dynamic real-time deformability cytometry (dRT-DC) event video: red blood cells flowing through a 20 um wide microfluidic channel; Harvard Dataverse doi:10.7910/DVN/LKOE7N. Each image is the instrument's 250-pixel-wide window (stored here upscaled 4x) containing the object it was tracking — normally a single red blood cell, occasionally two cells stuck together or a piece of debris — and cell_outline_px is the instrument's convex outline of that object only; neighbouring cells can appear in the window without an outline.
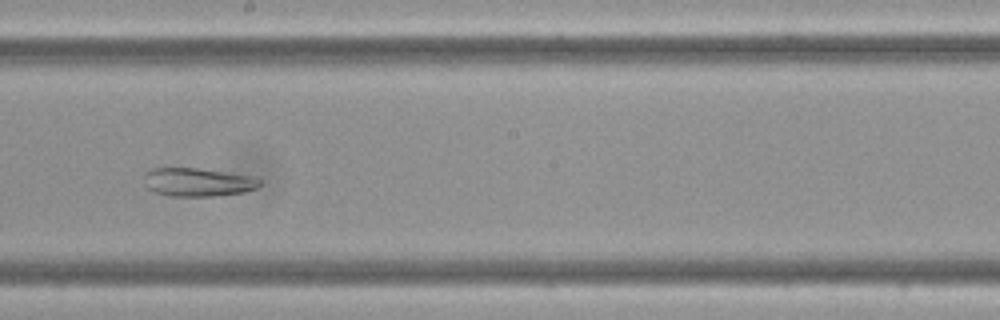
{"species": "Egyptian fruit bat (a non-hibernating species)", "species_latin": "Rousettus aegyptiacus", "temperature_condition": "cold", "stored_images_in_passage": 9, "camera_frame_rate_fps": 3000, "um_per_image_px": 0.085, "frame": {"image": 1, "passage_image": 8, "time_ms": 2.333, "image_size_px": [1000, 320], "cell_outline_px": [[260, 184], [256, 188], [244, 192], [212, 196], [172, 196], [156, 192], [148, 188], [144, 184], [144, 172], [152, 168], [196, 168], [260, 176]], "centroid_in_image_um": [16.84, 15.47], "position_along_channel_um": 231.4, "area_um2": 19.36}}